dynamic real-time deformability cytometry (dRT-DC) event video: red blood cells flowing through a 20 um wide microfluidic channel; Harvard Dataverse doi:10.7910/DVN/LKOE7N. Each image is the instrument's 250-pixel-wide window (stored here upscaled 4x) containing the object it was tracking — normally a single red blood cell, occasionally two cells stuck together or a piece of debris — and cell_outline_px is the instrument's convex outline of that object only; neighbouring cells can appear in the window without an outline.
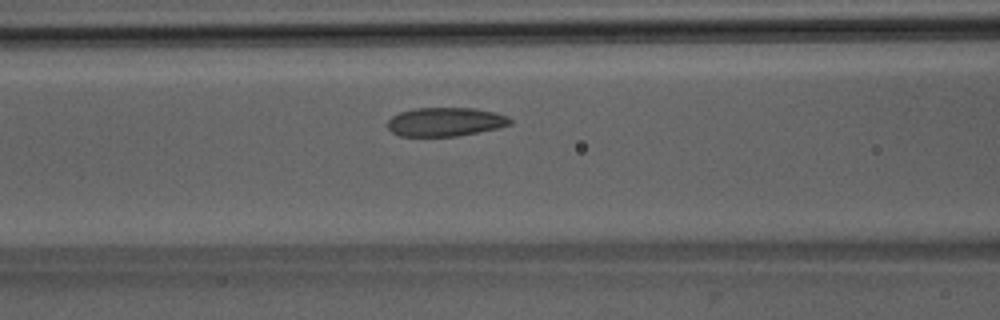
{"species": "Egyptian fruit bat (a non-hibernating species)", "species_latin": "Rousettus aegyptiacus", "temperature_condition": "room temperature", "stored_images_in_passage": 43, "camera_frame_rate_fps": 3000, "um_per_image_px": 0.085, "animal": {"sex": "male"}, "frame": {"image": 1, "passage_image": 13, "time_ms": 4.0, "image_size_px": [1000, 320], "cell_outline_px": [[512, 124], [496, 128], [456, 136], [400, 136], [392, 132], [388, 128], [388, 120], [392, 116], [400, 112], [416, 108], [476, 108], [508, 116], [512, 120]], "centroid_in_image_um": [37.84, 10.35], "position_along_channel_um": 128.8, "area_um2": 20.4}}
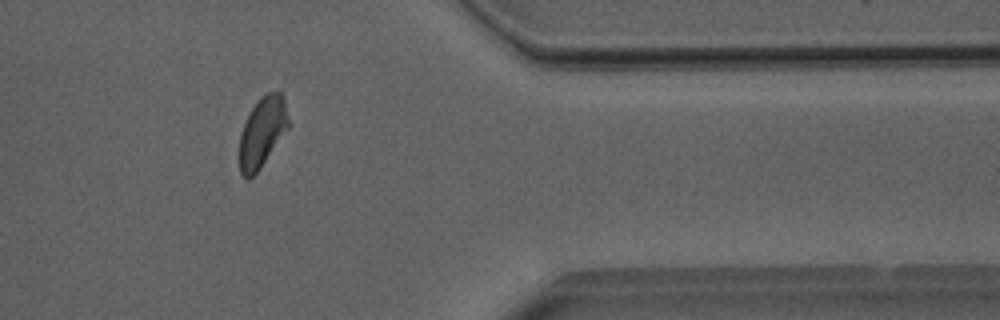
{"frame": {"image": 2, "passage_image": 34, "time_ms": 11.0, "image_size_px": [1000, 320], "cell_outline_px": [[288, 128], [260, 168], [248, 180], [240, 172], [240, 132], [252, 108], [260, 96], [268, 92], [280, 92], [284, 100], [288, 120]], "centroid_in_image_um": [22.28, 11.22], "position_along_channel_um": 389.1, "area_um2": 19.54}}
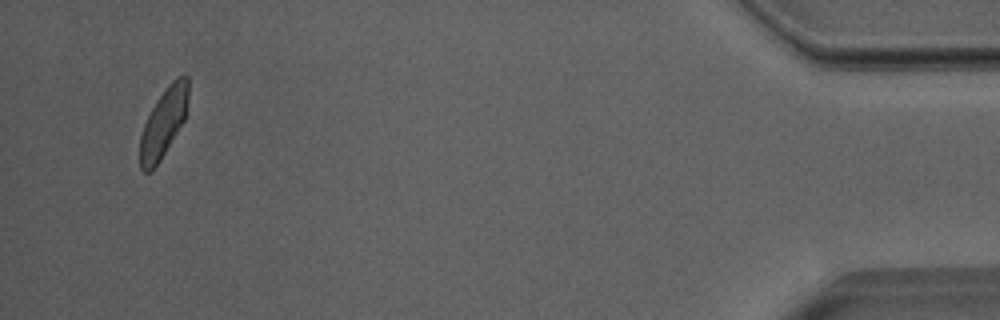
{"frame": {"image": 3, "passage_image": 41, "time_ms": 13.333, "image_size_px": [1000, 320], "cell_outline_px": [[188, 96], [184, 120], [160, 160], [148, 172], [144, 172], [140, 168], [140, 136], [144, 124], [156, 100], [172, 80], [176, 76], [188, 76]], "centroid_in_image_um": [13.89, 10.41], "position_along_channel_um": 421.3, "area_um2": 18.96}, "authors_computed_cell_mechanics": {"area_um2": 20.6924, "velocity_mm_per_s": 3.9824, "shape_relaxation_time_tau1_ms": 4.261, "shape_relaxation_time_tau2_ms": 1.6227, "deformation_change_tau1": 0.1242, "deformation_change_tau2": 0.0842}}